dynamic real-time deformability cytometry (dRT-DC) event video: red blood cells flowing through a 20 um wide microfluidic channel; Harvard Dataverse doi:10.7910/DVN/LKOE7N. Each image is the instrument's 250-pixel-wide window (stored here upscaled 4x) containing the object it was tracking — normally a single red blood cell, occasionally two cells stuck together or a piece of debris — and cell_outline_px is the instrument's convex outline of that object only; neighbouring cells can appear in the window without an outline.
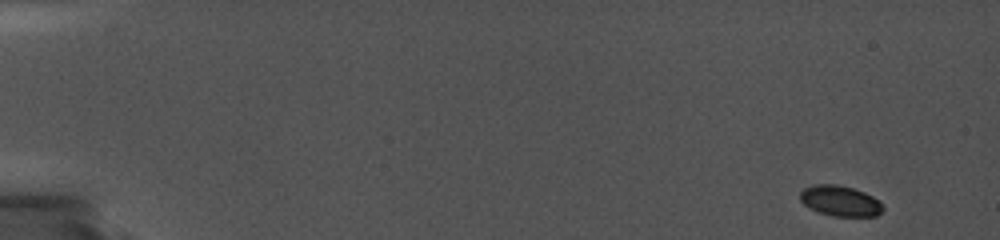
{"species": "common noctule bat (a hibernating species)", "species_latin": "Nyctalus noctula", "temperature_condition": "cold", "stored_images_in_passage": 54, "camera_frame_rate_fps": 5000, "um_per_image_px": 0.085, "animal": {"sex": "female", "body_mass_g": 19.0, "forearm_length_mm": 56.7}, "frame": {"image": 1, "passage_image": 1, "time_ms": 0.0, "image_size_px": [1000, 240], "cell_outline_px": [[884, 208], [876, 216], [832, 216], [808, 208], [800, 200], [800, 192], [804, 188], [812, 184], [836, 184], [852, 188], [864, 192], [880, 200]], "centroid_in_image_um": [71.4, 17.07], "position_along_channel_um": 13.6, "area_um2": 14.8}}
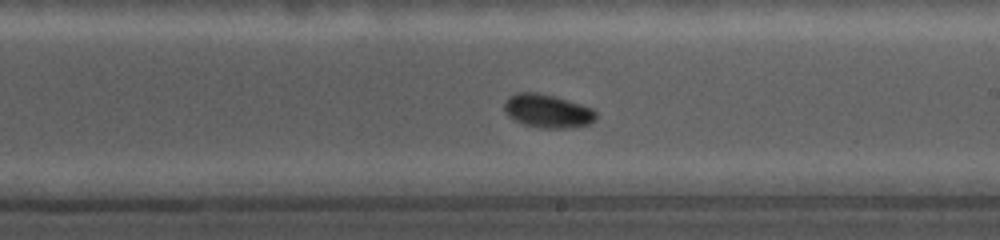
{"frame": {"image": 2, "passage_image": 31, "time_ms": 10.6, "image_size_px": [1000, 240], "cell_outline_px": [[596, 120], [588, 124], [572, 128], [540, 128], [524, 124], [508, 116], [504, 112], [504, 100], [508, 96], [516, 92], [536, 92], [556, 96], [592, 108], [596, 112]], "centroid_in_image_um": [46.52, 9.43], "position_along_channel_um": 242.5, "area_um2": 18.09}}
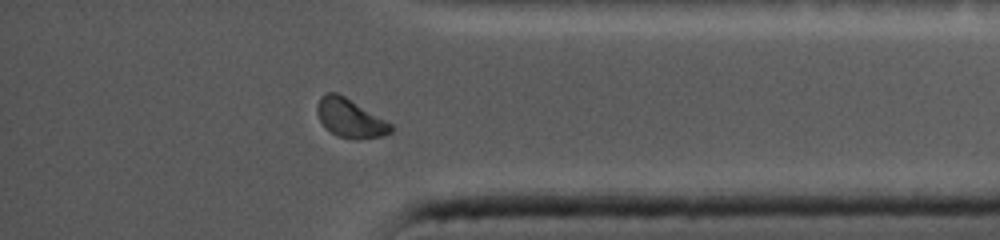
{"frame": {"image": 3, "passage_image": 48, "time_ms": 15.0, "image_size_px": [1000, 240], "cell_outline_px": [[392, 132], [380, 136], [360, 140], [356, 140], [336, 136], [324, 128], [316, 112], [316, 108], [320, 96], [324, 92], [336, 92], [344, 96], [392, 124]], "centroid_in_image_um": [29.71, 10.06], "position_along_channel_um": 405.5, "area_um2": 16.7}, "authors_computed_cell_mechanics": {"area_um2": 16.5019, "velocity_mm_per_s": 3.6947, "shape_relaxation_time_tau1_ms": null, "shape_relaxation_time_tau2_ms": 9.9433, "deformation_change_tau1": null, "deformation_change_tau2": 0.0987}}